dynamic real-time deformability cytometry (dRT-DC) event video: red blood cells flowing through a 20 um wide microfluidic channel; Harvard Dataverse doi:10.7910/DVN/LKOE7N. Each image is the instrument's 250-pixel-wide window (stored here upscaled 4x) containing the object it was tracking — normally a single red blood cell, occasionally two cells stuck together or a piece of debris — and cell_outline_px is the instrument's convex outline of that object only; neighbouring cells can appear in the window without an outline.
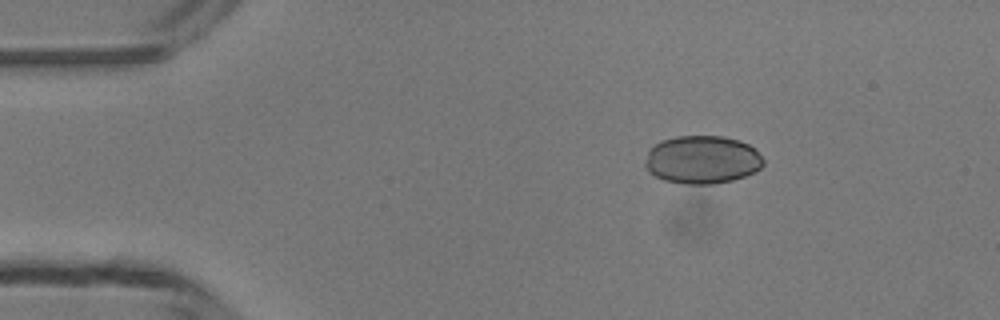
{"species": "common noctule bat (a hibernating species)", "species_latin": "Nyctalus noctula", "temperature_condition": "room temperature", "stored_images_in_passage": 5, "camera_frame_rate_fps": 3000, "um_per_image_px": 0.085, "animal": {"sex": "male", "body_mass_g": 13.3}, "frame": {"image": 1, "passage_image": 2, "time_ms": 1.0, "image_size_px": [1000, 320], "cell_outline_px": [[764, 164], [756, 172], [732, 180], [712, 184], [684, 184], [664, 180], [648, 172], [644, 164], [648, 152], [660, 140], [676, 136], [724, 136], [740, 140], [756, 148], [764, 160]], "centroid_in_image_um": [59.71, 13.57], "position_along_channel_um": 25.3, "area_um2": 33.41}}
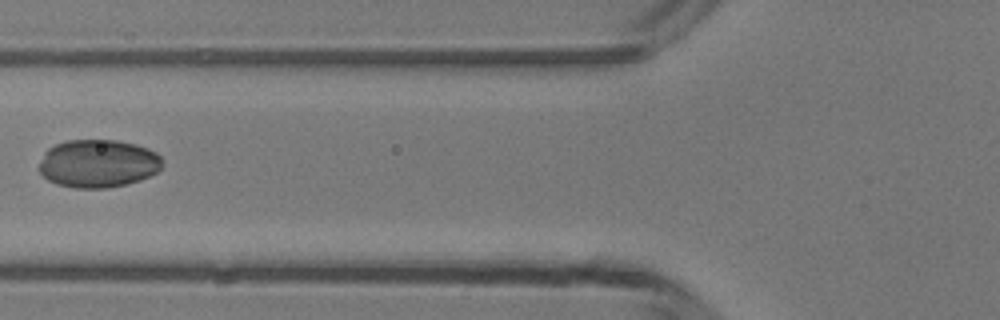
{"frame": {"image": 2, "passage_image": 5, "time_ms": 4.667, "image_size_px": [1000, 320], "cell_outline_px": [[160, 168], [156, 172], [140, 180], [108, 188], [76, 188], [56, 184], [48, 180], [36, 168], [44, 152], [48, 148], [56, 144], [68, 140], [116, 140], [136, 144], [148, 148], [156, 152], [160, 156]], "centroid_in_image_um": [8.29, 13.89], "position_along_channel_um": 117.5, "area_um2": 34.56}}